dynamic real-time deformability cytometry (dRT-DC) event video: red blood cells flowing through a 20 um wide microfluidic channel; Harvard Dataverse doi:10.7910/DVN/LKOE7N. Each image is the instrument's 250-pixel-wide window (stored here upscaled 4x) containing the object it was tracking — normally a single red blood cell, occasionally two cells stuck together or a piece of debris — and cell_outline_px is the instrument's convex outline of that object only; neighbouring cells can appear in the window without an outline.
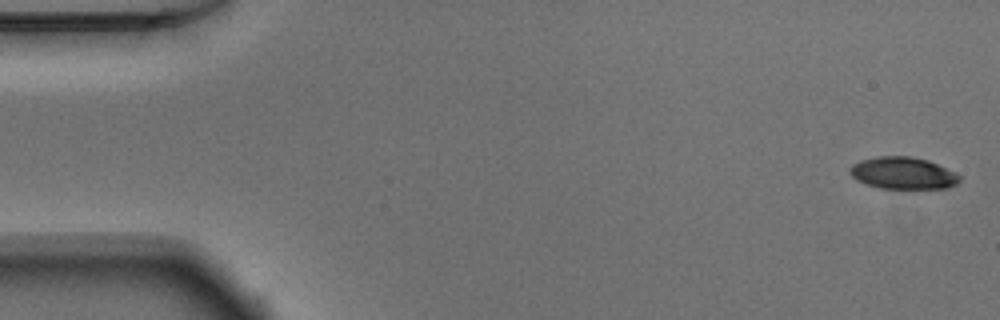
{"species": "Egyptian fruit bat (a non-hibernating species)", "species_latin": "Rousettus aegyptiacus", "temperature_condition": "warm", "stored_images_in_passage": 45, "camera_frame_rate_fps": 3000, "um_per_image_px": 0.085, "animal": {"sex": "male"}, "frame": {"image": 1, "passage_image": 1, "time_ms": 0.0, "image_size_px": [1000, 320], "cell_outline_px": [[960, 180], [956, 184], [948, 188], [880, 188], [856, 180], [848, 172], [848, 168], [852, 164], [860, 160], [876, 156], [912, 156], [928, 160], [956, 172], [960, 176]], "centroid_in_image_um": [76.74, 14.7], "position_along_channel_um": 8.3, "area_um2": 20.58}}
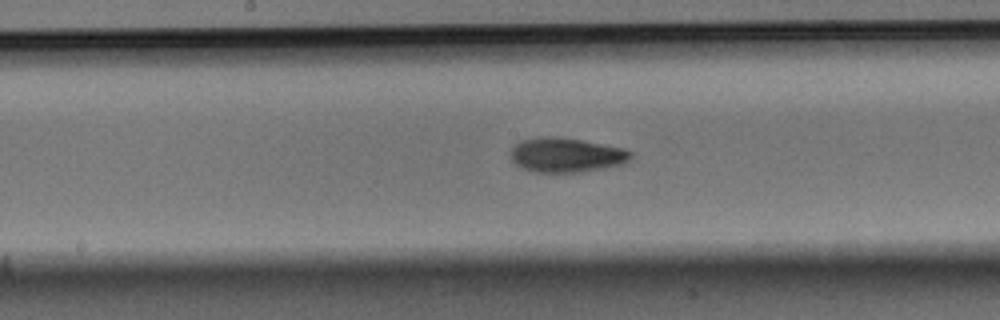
{"frame": {"image": 2, "passage_image": 26, "time_ms": 8.333, "image_size_px": [1000, 320], "cell_outline_px": [[632, 156], [628, 160], [620, 164], [604, 168], [576, 172], [532, 172], [516, 164], [512, 160], [512, 148], [520, 140], [548, 136], [556, 136], [580, 140], [624, 148], [632, 152]], "centroid_in_image_um": [48.13, 13.17], "position_along_channel_um": 200.1, "area_um2": 23.81}}
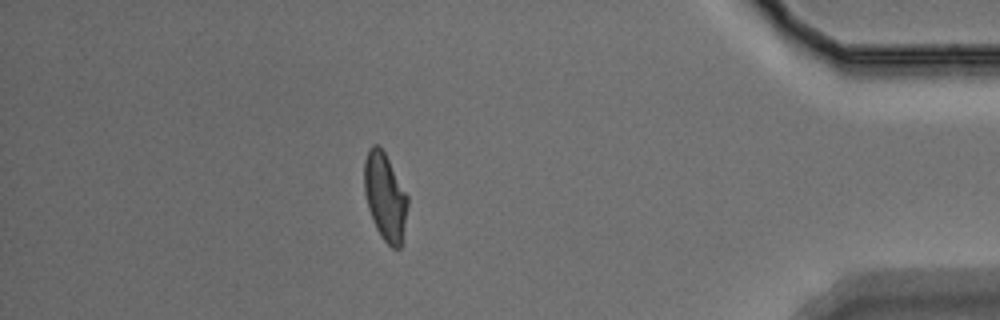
{"frame": {"image": 3, "passage_image": 45, "time_ms": 14.667, "image_size_px": [1000, 320], "cell_outline_px": [[408, 204], [400, 248], [392, 248], [380, 236], [376, 228], [368, 208], [364, 192], [364, 160], [368, 148], [372, 144], [376, 144], [384, 152], [408, 196]], "centroid_in_image_um": [32.71, 16.71], "position_along_channel_um": 402.5, "area_um2": 21.91}, "authors_computed_cell_mechanics": {"area_um2": 22.831, "velocity_mm_per_s": 3.8872, "shape_relaxation_time_tau1_ms": 3.5905, "shape_relaxation_time_tau2_ms": 2.0419, "deformation_change_tau1": 0.156, "deformation_change_tau2": 0.0717}}